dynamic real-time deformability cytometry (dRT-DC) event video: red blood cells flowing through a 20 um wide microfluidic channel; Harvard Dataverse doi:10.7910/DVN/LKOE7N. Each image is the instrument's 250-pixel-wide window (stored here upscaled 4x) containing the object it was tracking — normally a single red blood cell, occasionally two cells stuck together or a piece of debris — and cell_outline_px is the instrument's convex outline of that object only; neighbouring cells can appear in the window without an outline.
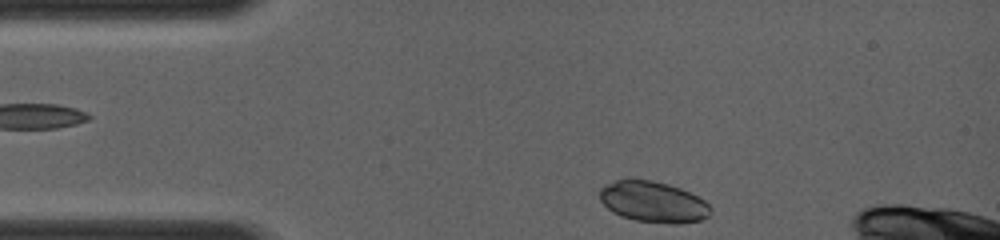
{"species": "common noctule bat (a hibernating species)", "species_latin": "Nyctalus noctula", "temperature_condition": "room temperature", "stored_images_in_passage": 23, "camera_frame_rate_fps": 4000, "um_per_image_px": 0.085, "animal": {"sex": "female", "body_mass_g": 19.0, "forearm_length_mm": 56.7}, "frame": {"image": 1, "passage_image": 1, "time_ms": 0.0, "image_size_px": [1000, 240], "cell_outline_px": [[712, 212], [708, 216], [700, 220], [680, 224], [668, 224], [636, 220], [620, 216], [612, 212], [600, 200], [600, 188], [616, 180], [628, 176], [652, 180], [668, 184], [680, 188], [704, 200], [712, 208]], "centroid_in_image_um": [55.5, 17.14], "position_along_channel_um": 29.5, "area_um2": 26.88}}
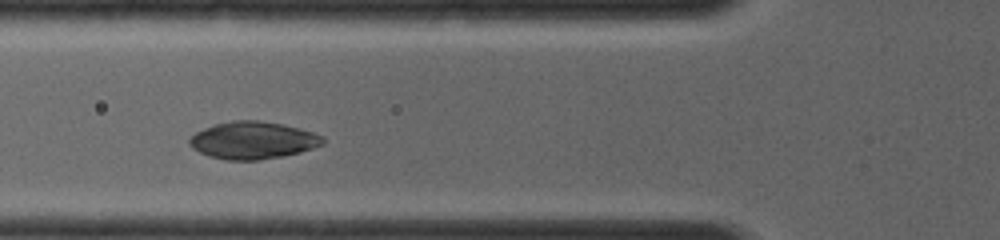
{"frame": {"image": 2, "passage_image": 16, "time_ms": 2.5, "image_size_px": [1000, 240], "cell_outline_px": [[324, 144], [300, 152], [284, 156], [260, 160], [228, 160], [208, 156], [192, 148], [188, 144], [188, 140], [196, 132], [212, 124], [232, 120], [256, 120], [284, 124], [300, 128], [324, 136]], "centroid_in_image_um": [21.49, 11.92], "position_along_channel_um": 104.3, "area_um2": 29.25}}
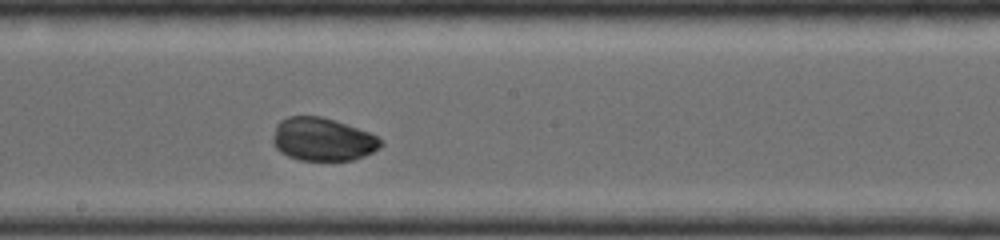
{"frame": {"image": 3, "passage_image": 23, "time_ms": 5.0, "image_size_px": [1000, 240], "cell_outline_px": [[384, 144], [380, 148], [364, 156], [352, 160], [300, 160], [288, 156], [280, 152], [272, 144], [272, 136], [276, 124], [280, 120], [288, 116], [320, 116], [336, 120], [368, 132], [376, 136]], "centroid_in_image_um": [27.39, 11.84], "position_along_channel_um": 220.8, "area_um2": 27.22}}